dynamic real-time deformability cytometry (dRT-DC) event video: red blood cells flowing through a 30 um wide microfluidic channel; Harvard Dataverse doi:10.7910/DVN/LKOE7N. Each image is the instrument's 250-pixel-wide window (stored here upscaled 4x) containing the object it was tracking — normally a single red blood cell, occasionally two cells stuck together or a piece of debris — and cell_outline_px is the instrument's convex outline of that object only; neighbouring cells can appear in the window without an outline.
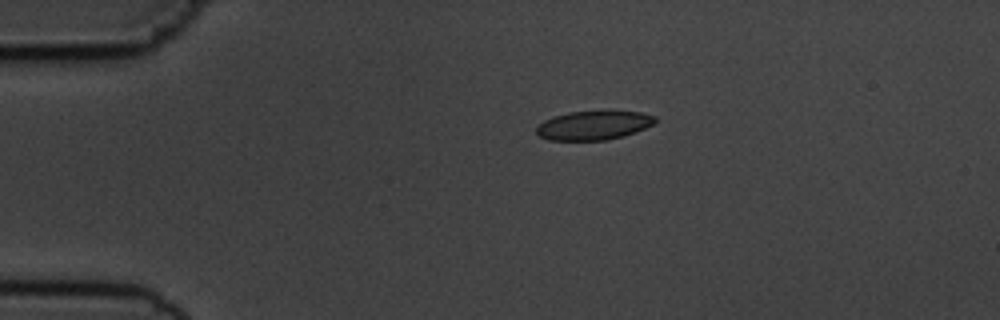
{"species": "common noctule bat (a hibernating species)", "species_latin": "Nyctalus noctula", "temperature_condition": "cold", "stored_images_in_passage": 9, "camera_frame_rate_fps": 3000, "um_per_image_px": 0.085, "animal": {"sex": "male", "body_mass_g": 19.5, "forearm_length_mm": 54.6}, "frame": {"image": 1, "passage_image": 3, "time_ms": 2.333, "image_size_px": [1000, 320], "cell_outline_px": [[656, 120], [652, 124], [636, 132], [624, 136], [608, 140], [548, 140], [540, 136], [536, 132], [536, 124], [552, 116], [568, 112], [640, 112], [656, 116]], "centroid_in_image_um": [50.41, 10.67], "position_along_channel_um": 34.6, "area_um2": 19.94}}
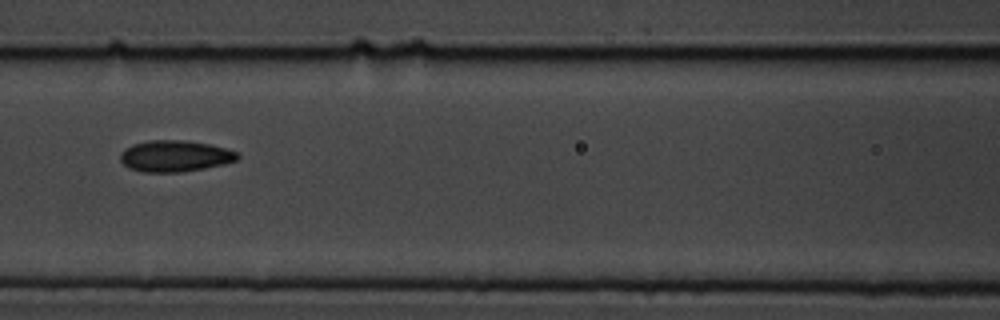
{"frame": {"image": 2, "passage_image": 7, "time_ms": 6.667, "image_size_px": [1000, 320], "cell_outline_px": [[240, 156], [236, 160], [224, 164], [204, 168], [180, 172], [144, 172], [128, 168], [120, 160], [120, 152], [124, 148], [132, 144], [148, 140], [184, 140], [208, 144], [240, 152]], "centroid_in_image_um": [14.85, 13.26], "position_along_channel_um": 151.8, "area_um2": 21.5}}
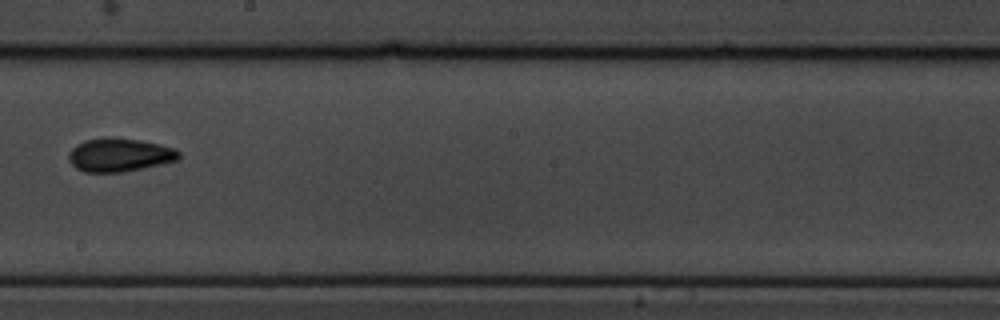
{"frame": {"image": 3, "passage_image": 9, "time_ms": 9.0, "image_size_px": [1000, 320], "cell_outline_px": [[180, 160], [124, 172], [84, 172], [76, 168], [68, 160], [68, 152], [76, 144], [88, 140], [112, 136], [160, 144], [172, 148], [180, 152]], "centroid_in_image_um": [10.15, 13.17], "position_along_channel_um": 238.1, "area_um2": 21.5}}